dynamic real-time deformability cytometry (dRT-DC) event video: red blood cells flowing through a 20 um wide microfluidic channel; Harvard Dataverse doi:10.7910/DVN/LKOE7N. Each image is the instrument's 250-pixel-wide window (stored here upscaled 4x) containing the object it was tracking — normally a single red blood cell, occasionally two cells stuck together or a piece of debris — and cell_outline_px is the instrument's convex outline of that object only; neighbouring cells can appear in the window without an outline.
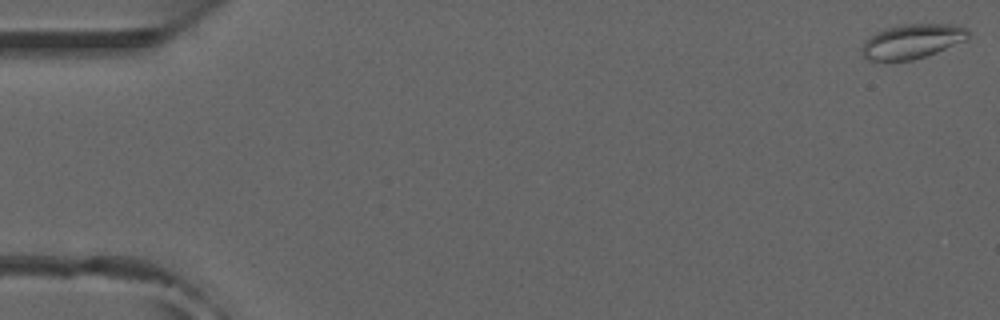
{"species": "common noctule bat (a hibernating species)", "species_latin": "Nyctalus noctula", "temperature_condition": "room temperature", "stored_images_in_passage": 7, "camera_frame_rate_fps": 3000, "um_per_image_px": 0.085, "animal": {"sex": "male", "forearm_length_mm": 52.5}, "frame": {"image": 1, "passage_image": 1, "time_ms": 0.0, "image_size_px": [1000, 320], "cell_outline_px": [[968, 40], [936, 52], [912, 60], [868, 60], [864, 56], [864, 40], [876, 32], [884, 28], [900, 24], [960, 24], [968, 28]], "centroid_in_image_um": [77.59, 3.48], "position_along_channel_um": 7.4, "area_um2": 21.33}}